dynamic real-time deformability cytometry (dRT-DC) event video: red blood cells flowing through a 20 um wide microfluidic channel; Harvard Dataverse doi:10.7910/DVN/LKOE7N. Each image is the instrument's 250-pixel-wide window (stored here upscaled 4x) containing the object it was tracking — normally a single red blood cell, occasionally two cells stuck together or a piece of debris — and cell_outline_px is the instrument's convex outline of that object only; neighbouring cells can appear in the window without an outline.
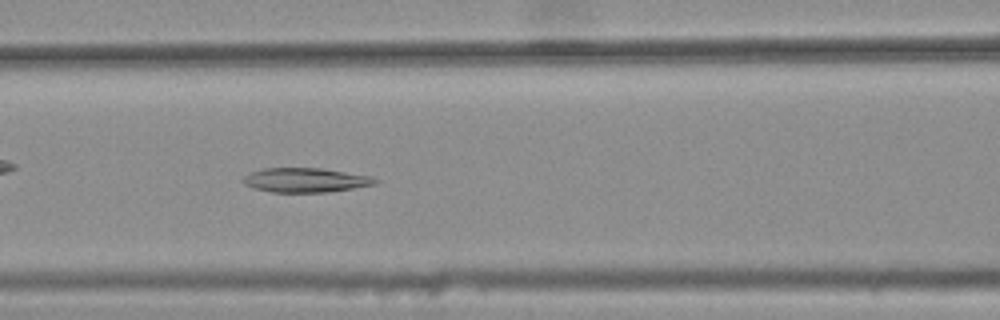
{"species": "common noctule bat (a hibernating species)", "species_latin": "Nyctalus noctula", "temperature_condition": "warm", "stored_images_in_passage": 36, "camera_frame_rate_fps": 3000, "um_per_image_px": 0.085, "animal": {"sex": "female", "body_mass_g": 25.1}, "frame": {"image": 1, "passage_image": 13, "time_ms": 4.0, "image_size_px": [1000, 320], "cell_outline_px": [[380, 180], [376, 184], [328, 192], [272, 192], [252, 188], [244, 184], [240, 180], [248, 172], [264, 168], [320, 168], [372, 176]], "centroid_in_image_um": [25.93, 15.3], "position_along_channel_um": 140.7, "area_um2": 18.9}}
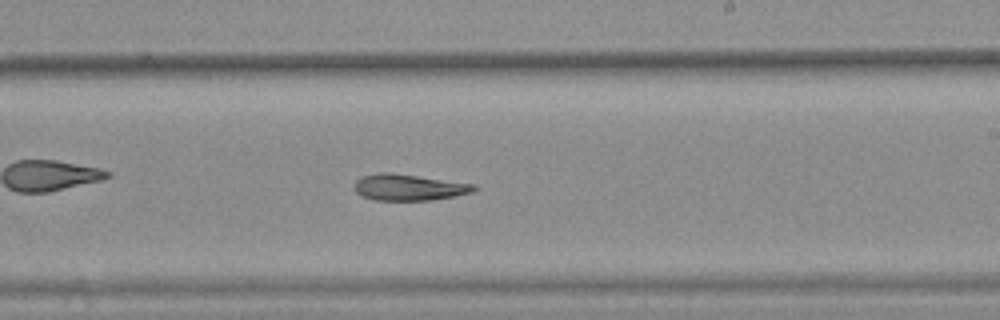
{"frame": {"image": 2, "passage_image": 22, "time_ms": 7.0, "image_size_px": [1000, 320], "cell_outline_px": [[480, 188], [472, 192], [456, 196], [432, 200], [372, 200], [356, 192], [356, 180], [364, 176], [380, 172], [388, 172], [476, 184]], "centroid_in_image_um": [34.82, 15.93], "position_along_channel_um": 254.2, "area_um2": 18.21}}
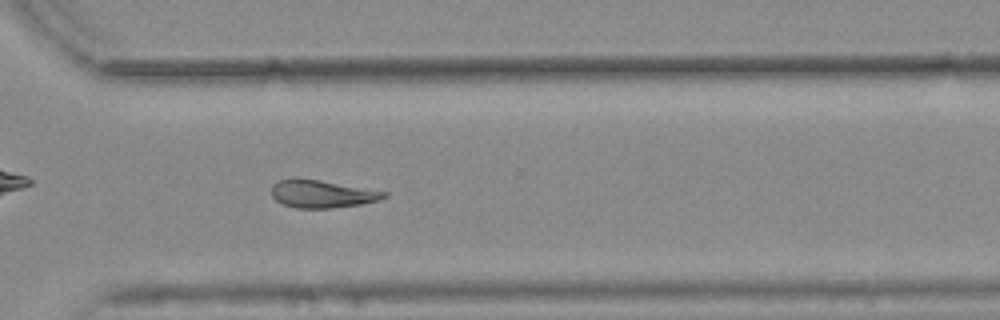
{"frame": {"image": 3, "passage_image": 29, "time_ms": 9.333, "image_size_px": [1000, 320], "cell_outline_px": [[388, 196], [376, 200], [360, 204], [332, 208], [296, 208], [284, 204], [276, 200], [272, 196], [272, 184], [280, 180], [320, 180], [388, 192]], "centroid_in_image_um": [27.39, 16.5], "position_along_channel_um": 343.2, "area_um2": 17.63}}